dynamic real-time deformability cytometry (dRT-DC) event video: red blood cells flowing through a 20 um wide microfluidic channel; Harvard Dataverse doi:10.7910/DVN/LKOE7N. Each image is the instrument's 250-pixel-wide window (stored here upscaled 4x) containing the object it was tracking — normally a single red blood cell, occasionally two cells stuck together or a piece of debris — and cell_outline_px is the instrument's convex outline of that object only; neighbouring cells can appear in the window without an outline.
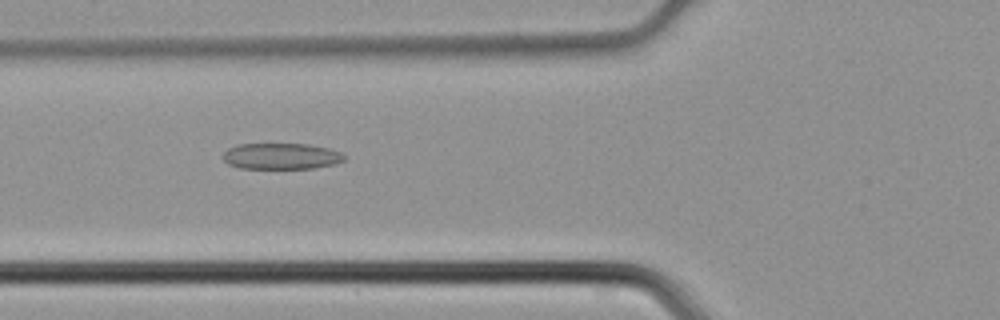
{"species": "common noctule bat (a hibernating species)", "species_latin": "Nyctalus noctula", "temperature_condition": "cold", "stored_images_in_passage": 30, "camera_frame_rate_fps": 3000, "um_per_image_px": 0.085, "animal": {"sex": "male", "body_mass_g": 21.5, "forearm_length_mm": 52.0}, "frame": {"image": 1, "passage_image": 4, "time_ms": 1.0, "image_size_px": [1000, 320], "cell_outline_px": [[348, 156], [344, 160], [336, 164], [312, 168], [240, 168], [228, 164], [224, 160], [224, 152], [228, 148], [236, 144], [308, 144], [328, 148], [340, 152]], "centroid_in_image_um": [23.93, 13.27], "position_along_channel_um": 101.9, "area_um2": 18.5}}
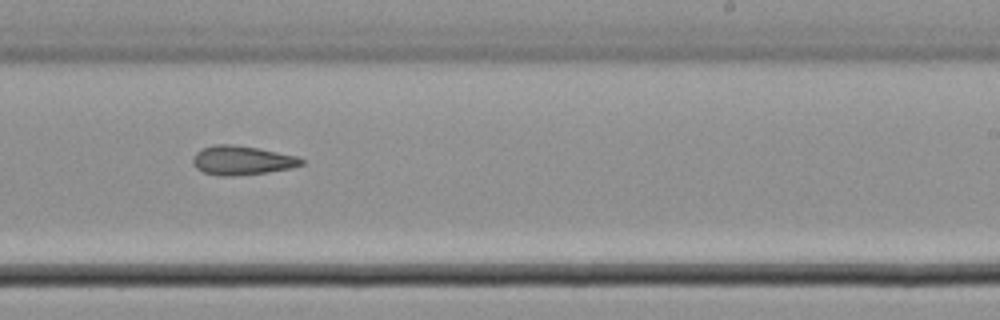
{"frame": {"image": 2, "passage_image": 15, "time_ms": 4.667, "image_size_px": [1000, 320], "cell_outline_px": [[304, 164], [292, 168], [268, 172], [232, 176], [220, 176], [204, 172], [196, 168], [192, 164], [192, 156], [200, 148], [212, 144], [228, 144], [256, 148], [296, 156], [304, 160]], "centroid_in_image_um": [20.51, 13.63], "position_along_channel_um": 268.5, "area_um2": 18.44}}
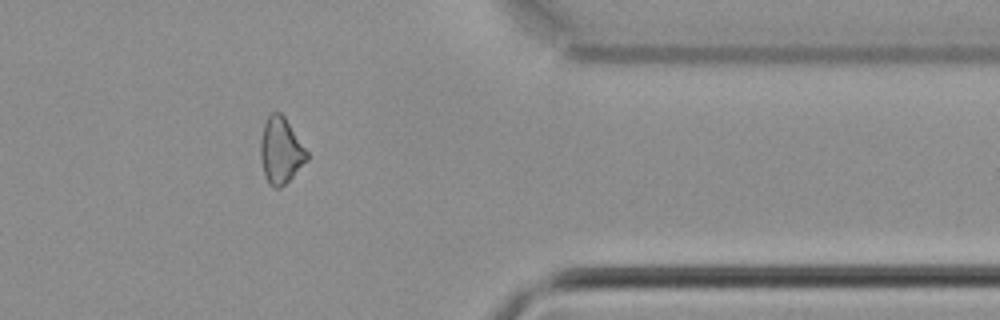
{"frame": {"image": 3, "passage_image": 24, "time_ms": 7.667, "image_size_px": [1000, 320], "cell_outline_px": [[308, 160], [280, 188], [276, 188], [268, 184], [264, 176], [260, 156], [260, 140], [264, 124], [268, 116], [272, 112], [280, 112], [284, 116], [308, 152]], "centroid_in_image_um": [23.84, 12.81], "position_along_channel_um": 387.6, "area_um2": 17.8}}